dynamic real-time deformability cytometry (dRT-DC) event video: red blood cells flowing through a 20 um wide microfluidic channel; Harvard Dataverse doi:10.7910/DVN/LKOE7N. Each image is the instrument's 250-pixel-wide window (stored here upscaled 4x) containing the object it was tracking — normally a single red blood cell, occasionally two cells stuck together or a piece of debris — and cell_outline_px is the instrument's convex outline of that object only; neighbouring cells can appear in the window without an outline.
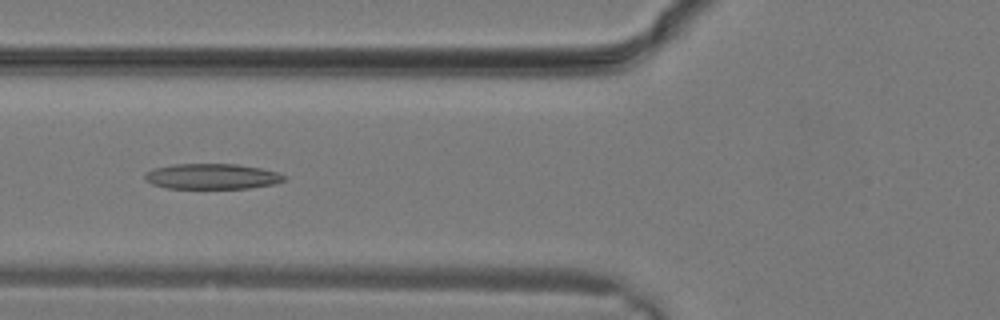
{"species": "common noctule bat (a hibernating species)", "species_latin": "Nyctalus noctula", "temperature_condition": "warm", "stored_images_in_passage": 29, "camera_frame_rate_fps": 3000, "um_per_image_px": 0.085, "animal": {"sex": "male", "body_mass_g": 19.2, "forearm_length_mm": 51.8}, "frame": {"image": 1, "passage_image": 11, "time_ms": 3.333, "image_size_px": [1000, 320], "cell_outline_px": [[288, 176], [284, 180], [276, 184], [248, 188], [168, 188], [152, 184], [144, 180], [144, 176], [148, 172], [156, 168], [172, 164], [240, 164], [260, 168], [276, 172]], "centroid_in_image_um": [18.05, 14.99], "position_along_channel_um": 107.8, "area_um2": 20.63}}
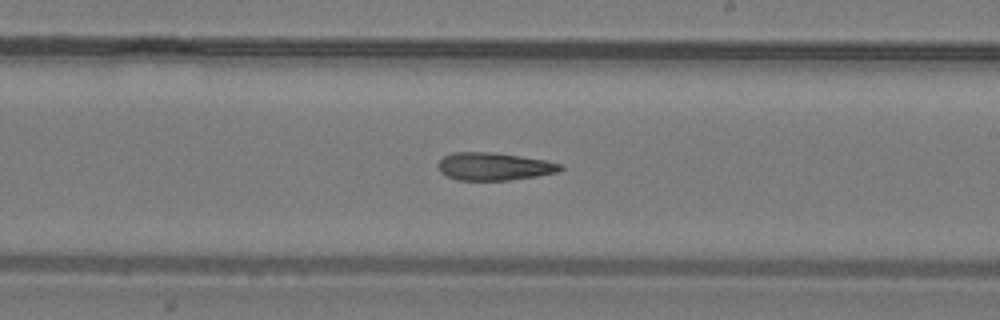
{"frame": {"image": 2, "passage_image": 17, "time_ms": 5.333, "image_size_px": [1000, 320], "cell_outline_px": [[564, 168], [560, 172], [536, 176], [508, 180], [456, 180], [440, 172], [436, 164], [444, 156], [456, 152], [492, 152], [520, 156], [544, 160], [564, 164]], "centroid_in_image_um": [42.01, 14.15], "position_along_channel_um": 247.0, "area_um2": 19.83}}
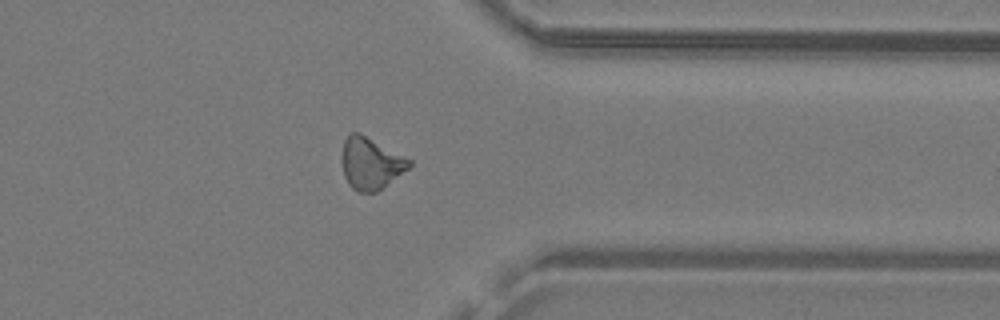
{"frame": {"image": 3, "passage_image": 23, "time_ms": 7.333, "image_size_px": [1000, 320], "cell_outline_px": [[412, 164], [408, 168], [376, 192], [356, 192], [348, 184], [344, 176], [340, 160], [340, 156], [344, 140], [352, 132], [360, 132], [412, 160]], "centroid_in_image_um": [31.46, 13.87], "position_along_channel_um": 379.9, "area_um2": 20.46}}